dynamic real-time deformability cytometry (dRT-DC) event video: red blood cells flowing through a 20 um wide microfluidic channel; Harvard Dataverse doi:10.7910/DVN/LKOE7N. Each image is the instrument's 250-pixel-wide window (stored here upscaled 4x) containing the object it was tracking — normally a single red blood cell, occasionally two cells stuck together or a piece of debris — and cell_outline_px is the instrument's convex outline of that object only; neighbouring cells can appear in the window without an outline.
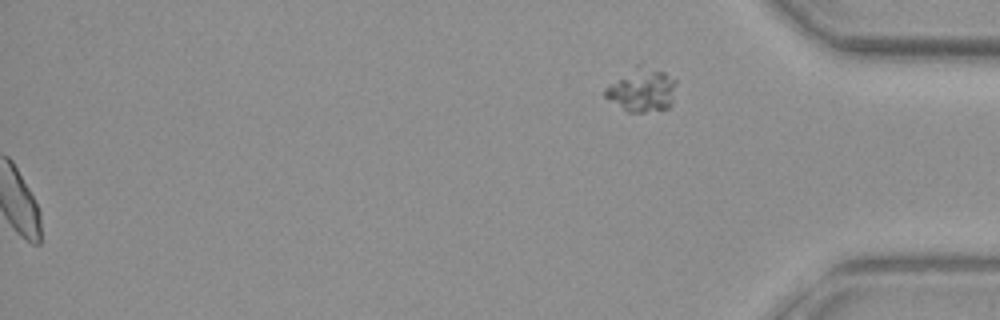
{"species": "common noctule bat (a hibernating species)", "species_latin": "Nyctalus noctula", "temperature_condition": "warm", "stored_images_in_passage": 50, "segment_of_instrument_passage": [2, 2], "camera_frame_rate_fps": 3000, "um_per_image_px": 0.085, "animal": {"sex": "female", "body_mass_g": 29.2, "forearm_length_mm": 56.3}, "frame": {"image": 1, "passage_image": 50, "time_ms": 16.333, "image_size_px": [1000, 320], "cell_outline_px": [[676, 84], [672, 104], [668, 108], [644, 112], [628, 112], [608, 100], [604, 96], [604, 88], [608, 84], [636, 64], [640, 64], [664, 72], [676, 80]], "centroid_in_image_um": [54.54, 7.64], "position_along_channel_um": 380.7, "area_um2": 18.26}}